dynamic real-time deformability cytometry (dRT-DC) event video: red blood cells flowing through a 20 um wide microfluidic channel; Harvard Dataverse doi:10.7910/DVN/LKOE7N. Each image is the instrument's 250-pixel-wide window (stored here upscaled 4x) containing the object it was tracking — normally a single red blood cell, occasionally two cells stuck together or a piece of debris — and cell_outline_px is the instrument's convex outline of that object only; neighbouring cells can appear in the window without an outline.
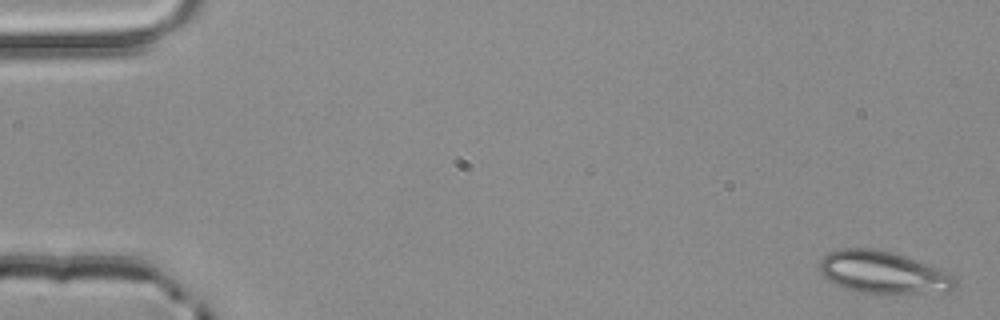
{"species": "common noctule bat (a hibernating species)", "species_latin": "Nyctalus noctula", "temperature_condition": "room temperature", "stored_images_in_passage": 5, "segment_of_instrument_passage": [1, 2], "camera_frame_rate_fps": 3000, "um_per_image_px": 0.085, "animal": {"sex": "male", "body_mass_g": 20.4}, "frame": {"image": 1, "passage_image": 1, "time_ms": 0.0, "image_size_px": [1000, 320], "cell_outline_px": [[960, 284], [956, 288], [948, 292], [856, 292], [844, 288], [828, 280], [820, 272], [820, 260], [828, 252], [840, 248], [872, 248], [892, 252], [928, 264], [952, 276]], "centroid_in_image_um": [75.04, 23.14], "position_along_channel_um": 10.0, "area_um2": 33.0}}